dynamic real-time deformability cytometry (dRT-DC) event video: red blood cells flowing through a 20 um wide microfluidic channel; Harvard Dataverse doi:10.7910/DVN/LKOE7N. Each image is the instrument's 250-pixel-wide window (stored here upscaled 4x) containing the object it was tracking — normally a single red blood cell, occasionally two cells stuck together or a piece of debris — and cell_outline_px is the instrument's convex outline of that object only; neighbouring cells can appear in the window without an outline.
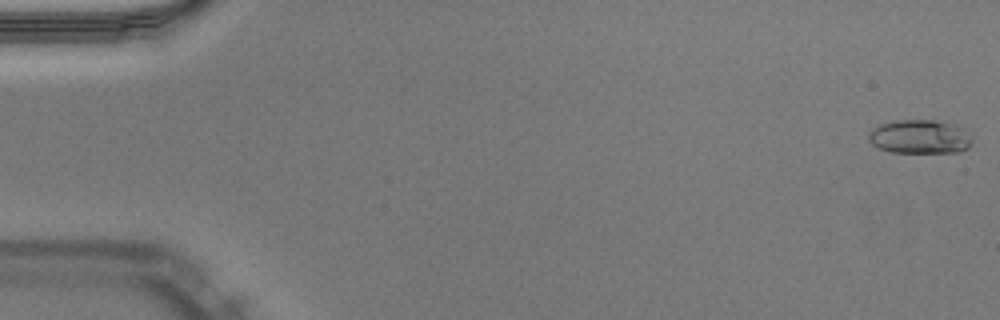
{"species": "Egyptian fruit bat (a non-hibernating species)", "species_latin": "Rousettus aegyptiacus", "temperature_condition": "warm", "stored_images_in_passage": 51, "camera_frame_rate_fps": 3000, "um_per_image_px": 0.085, "animal": {"sex": "male"}, "frame": {"image": 1, "passage_image": 1, "time_ms": 0.0, "image_size_px": [1000, 320], "cell_outline_px": [[972, 144], [968, 148], [960, 152], [892, 152], [880, 148], [872, 144], [868, 140], [868, 132], [872, 128], [880, 124], [892, 120], [936, 120], [956, 124], [964, 128], [972, 136]], "centroid_in_image_um": [78.21, 11.61], "position_along_channel_um": 6.8, "area_um2": 20.81}}
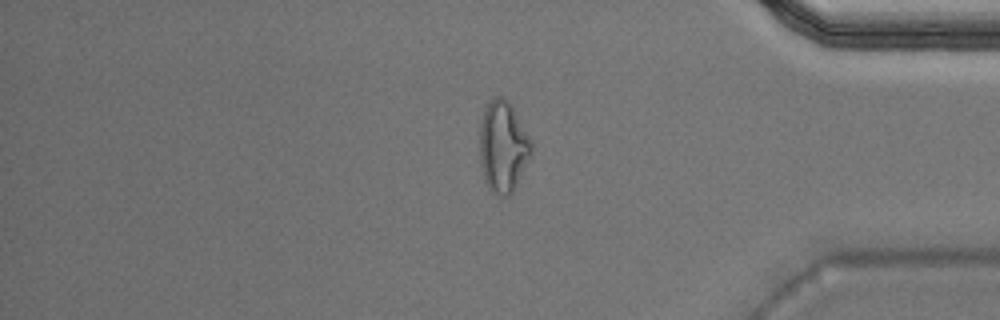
{"frame": {"image": 2, "passage_image": 43, "time_ms": 14.0, "image_size_px": [1000, 320], "cell_outline_px": [[532, 156], [512, 192], [508, 196], [496, 196], [488, 188], [484, 180], [480, 164], [480, 120], [488, 100], [496, 96], [500, 96], [508, 100], [532, 140]], "centroid_in_image_um": [42.75, 12.47], "position_along_channel_um": 392.4, "area_um2": 27.86}}
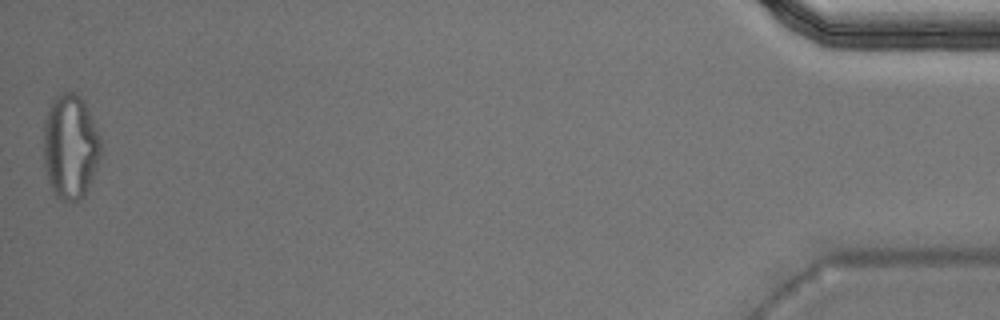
{"frame": {"image": 3, "passage_image": 51, "time_ms": 16.667, "image_size_px": [1000, 320], "cell_outline_px": [[100, 156], [92, 180], [84, 196], [76, 200], [60, 200], [52, 192], [48, 180], [44, 164], [44, 120], [52, 100], [56, 96], [64, 92], [72, 92], [80, 96], [84, 100], [100, 136]], "centroid_in_image_um": [5.97, 12.46], "position_along_channel_um": 429.2, "area_um2": 34.97}, "authors_computed_cell_mechanics": {"area_um2": 19.9988, "velocity_mm_per_s": 3.9899, "shape_relaxation_time_tau1_ms": null, "shape_relaxation_time_tau2_ms": 1.6209, "deformation_change_tau1": null, "deformation_change_tau2": 0.0898}}